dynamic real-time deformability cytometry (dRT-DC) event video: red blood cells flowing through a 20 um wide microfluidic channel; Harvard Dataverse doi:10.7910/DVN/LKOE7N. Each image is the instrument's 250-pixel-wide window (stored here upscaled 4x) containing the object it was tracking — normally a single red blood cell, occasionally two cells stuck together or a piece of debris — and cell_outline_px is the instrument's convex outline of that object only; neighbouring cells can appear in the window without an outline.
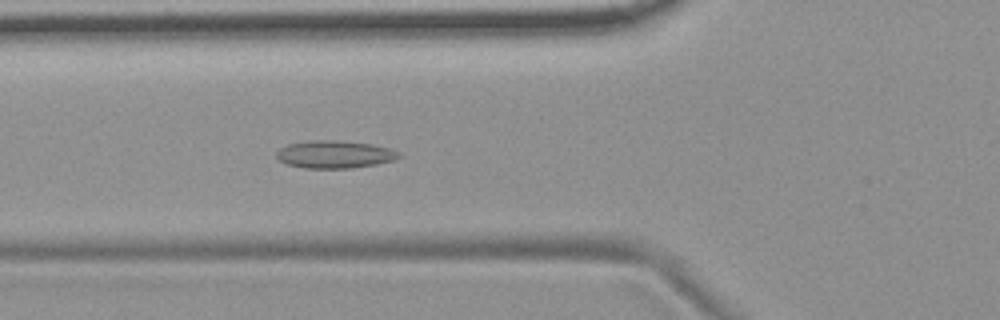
{"species": "common noctule bat (a hibernating species)", "species_latin": "Nyctalus noctula", "temperature_condition": "room temperature", "stored_images_in_passage": 56, "camera_frame_rate_fps": 3000, "um_per_image_px": 0.085, "animal": {"sex": "female", "body_mass_g": 19.9}, "frame": {"image": 1, "passage_image": 20, "time_ms": 6.333, "image_size_px": [1000, 320], "cell_outline_px": [[400, 156], [392, 160], [376, 164], [352, 168], [304, 168], [288, 164], [280, 160], [276, 156], [276, 152], [280, 148], [288, 144], [308, 140], [332, 140], [372, 144], [388, 148], [400, 152]], "centroid_in_image_um": [28.42, 13.12], "position_along_channel_um": 97.4, "area_um2": 19.54}}
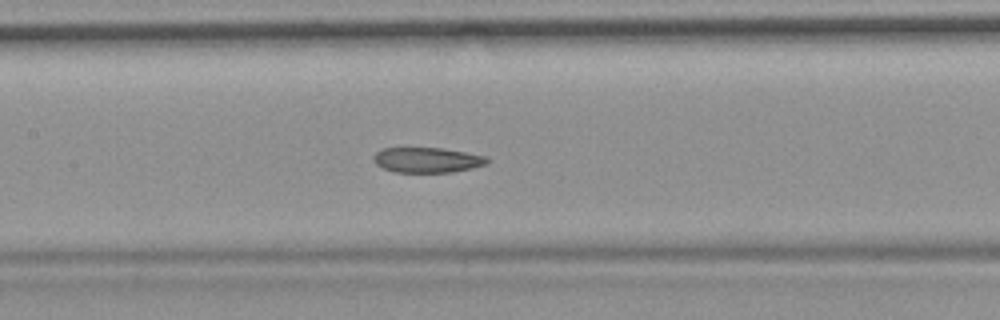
{"frame": {"image": 2, "passage_image": 26, "time_ms": 8.333, "image_size_px": [1000, 320], "cell_outline_px": [[488, 164], [472, 168], [452, 172], [396, 172], [384, 168], [376, 164], [372, 160], [372, 156], [380, 148], [444, 148], [488, 156]], "centroid_in_image_um": [36.31, 13.59], "position_along_channel_um": 171.1, "area_um2": 16.82}}
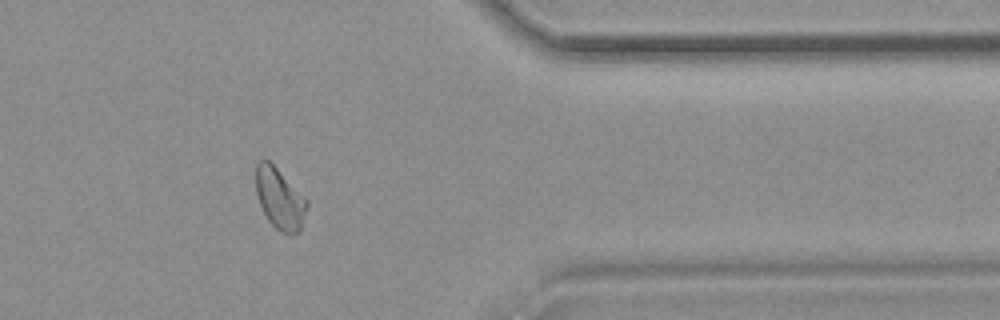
{"frame": {"image": 3, "passage_image": 45, "time_ms": 14.667, "image_size_px": [1000, 320], "cell_outline_px": [[308, 208], [300, 228], [292, 236], [288, 236], [280, 232], [268, 220], [260, 204], [256, 192], [256, 164], [260, 160], [268, 160], [308, 200]], "centroid_in_image_um": [23.79, 16.92], "position_along_channel_um": 387.6, "area_um2": 17.98}, "authors_computed_cell_mechanics": {"area_um2": 18.8717, "velocity_mm_per_s": 3.6792, "shape_relaxation_time_tau1_ms": null, "shape_relaxation_time_tau2_ms": 5.102, "deformation_change_tau1": null, "deformation_change_tau2": 0.1115}}